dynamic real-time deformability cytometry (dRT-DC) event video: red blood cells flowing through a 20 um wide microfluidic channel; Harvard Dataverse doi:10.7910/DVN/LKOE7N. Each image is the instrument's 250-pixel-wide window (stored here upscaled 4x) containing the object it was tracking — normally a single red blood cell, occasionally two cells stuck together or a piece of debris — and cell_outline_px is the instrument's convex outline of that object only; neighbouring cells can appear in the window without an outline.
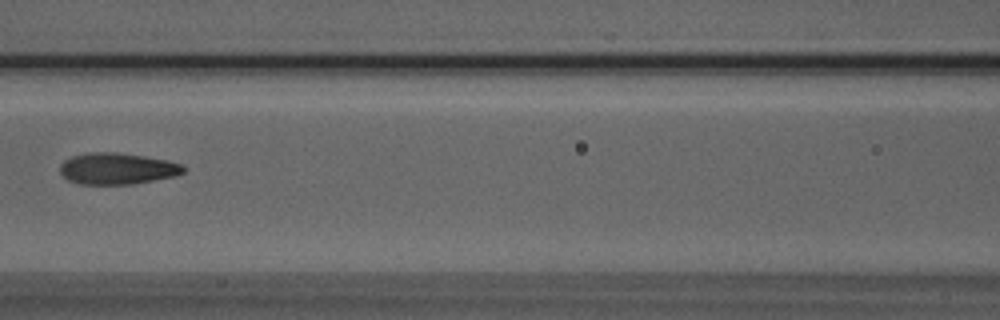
{"species": "Egyptian fruit bat (a non-hibernating species)", "species_latin": "Rousettus aegyptiacus", "temperature_condition": "room temperature", "stored_images_in_passage": 8, "camera_frame_rate_fps": 3000, "um_per_image_px": 0.085, "animal": {"sex": "male"}, "frame": {"image": 1, "passage_image": 8, "time_ms": 8.667, "image_size_px": [1000, 320], "cell_outline_px": [[184, 172], [176, 176], [132, 184], [80, 184], [68, 180], [60, 172], [60, 164], [64, 160], [72, 156], [88, 152], [116, 152], [144, 156], [168, 160], [180, 164], [184, 168]], "centroid_in_image_um": [9.95, 14.33], "position_along_channel_um": 156.7, "area_um2": 22.6}}